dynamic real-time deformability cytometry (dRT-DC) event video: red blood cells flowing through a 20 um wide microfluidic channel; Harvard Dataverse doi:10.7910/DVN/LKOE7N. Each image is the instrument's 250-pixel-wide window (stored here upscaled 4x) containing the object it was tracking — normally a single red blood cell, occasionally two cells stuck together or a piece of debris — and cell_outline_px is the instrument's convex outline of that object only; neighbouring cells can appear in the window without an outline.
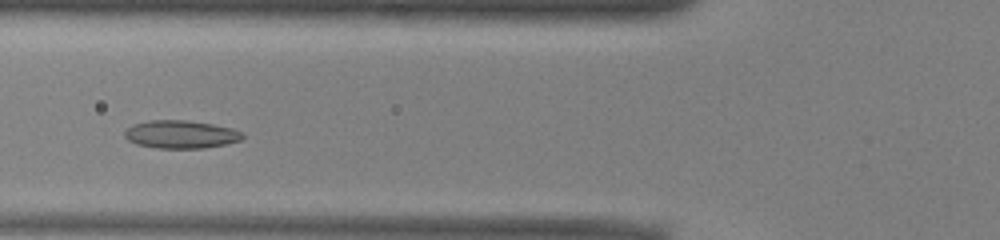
{"species": "common noctule bat (a hibernating species)", "species_latin": "Nyctalus noctula", "temperature_condition": "warm", "stored_images_in_passage": 31, "camera_frame_rate_fps": 3000, "um_per_image_px": 0.085, "animal": {"sex": "male", "body_mass_g": 13.0, "forearm_length_mm": 53.1}, "frame": {"image": 1, "passage_image": 4, "time_ms": 1.0, "image_size_px": [1000, 240], "cell_outline_px": [[244, 136], [240, 140], [224, 144], [204, 148], [156, 148], [136, 144], [128, 140], [124, 136], [124, 132], [132, 124], [148, 120], [188, 120], [212, 124], [232, 128], [244, 132]], "centroid_in_image_um": [15.36, 11.41], "position_along_channel_um": 110.4, "area_um2": 19.31}}
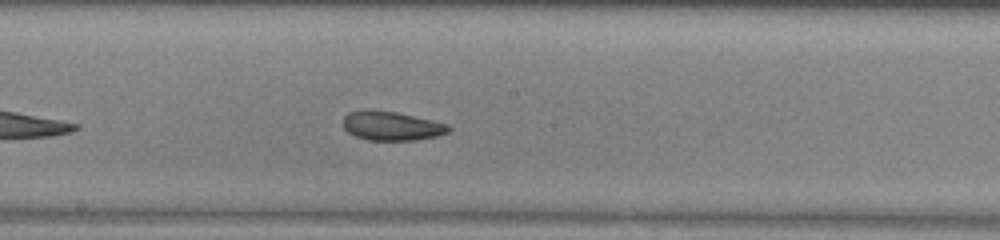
{"frame": {"image": 2, "passage_image": 12, "time_ms": 3.667, "image_size_px": [1000, 240], "cell_outline_px": [[452, 128], [448, 132], [436, 136], [416, 140], [368, 140], [356, 136], [348, 132], [344, 128], [344, 116], [348, 112], [364, 108], [368, 108], [396, 112], [432, 120], [448, 124]], "centroid_in_image_um": [33.26, 10.68], "position_along_channel_um": 214.9, "area_um2": 18.03}}
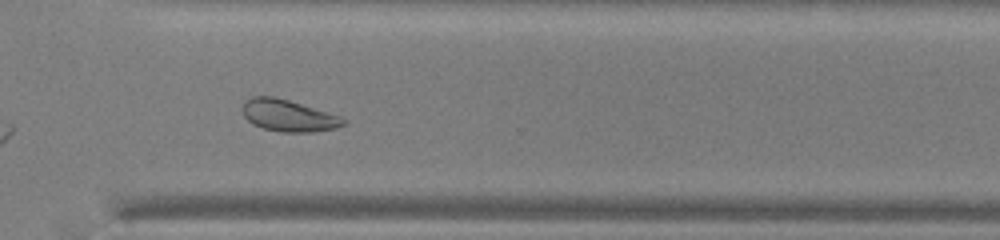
{"frame": {"image": 3, "passage_image": 22, "time_ms": 7.0, "image_size_px": [1000, 240], "cell_outline_px": [[348, 124], [336, 128], [312, 132], [284, 132], [264, 128], [252, 124], [244, 116], [244, 100], [252, 96], [276, 96], [328, 112], [340, 116], [348, 120]], "centroid_in_image_um": [24.55, 9.82], "position_along_channel_um": 346.0, "area_um2": 18.73}}